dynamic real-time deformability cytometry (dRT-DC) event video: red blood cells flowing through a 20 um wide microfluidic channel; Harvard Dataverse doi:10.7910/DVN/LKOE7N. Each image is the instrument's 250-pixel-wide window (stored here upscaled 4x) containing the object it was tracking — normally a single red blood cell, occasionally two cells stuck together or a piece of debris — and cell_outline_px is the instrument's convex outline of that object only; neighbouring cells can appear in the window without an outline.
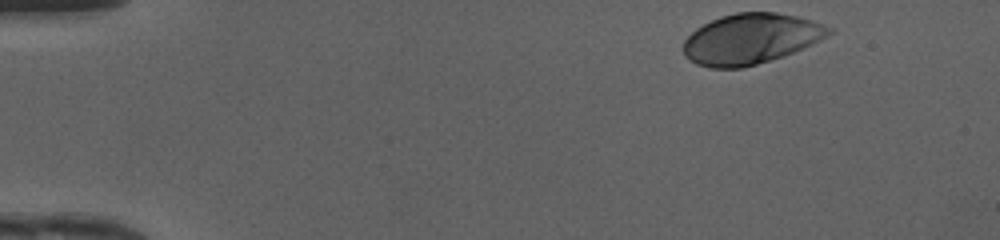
{"species": "human", "species_latin": "Homo sapiens", "temperature_condition": "cold", "stored_images_in_passage": 37, "camera_frame_rate_fps": 3000, "um_per_image_px": 0.085, "donor": {"sex": "female"}, "frame": {"image": 1, "passage_image": 1, "time_ms": 0.0, "image_size_px": [1000, 240], "cell_outline_px": [[832, 32], [828, 36], [812, 44], [784, 56], [756, 64], [740, 68], [708, 68], [696, 64], [688, 60], [684, 56], [684, 40], [696, 28], [720, 16], [736, 12], [776, 12], [796, 16], [812, 20], [832, 28]], "centroid_in_image_um": [63.8, 3.3], "position_along_channel_um": 21.2, "area_um2": 42.77}}
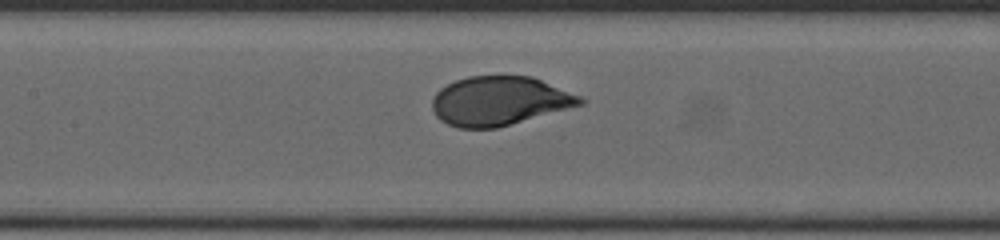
{"frame": {"image": 2, "passage_image": 19, "time_ms": 6.0, "image_size_px": [1000, 240], "cell_outline_px": [[588, 100], [584, 104], [496, 128], [460, 128], [448, 124], [440, 120], [436, 116], [432, 108], [432, 96], [440, 88], [456, 80], [468, 76], [532, 76], [580, 96]], "centroid_in_image_um": [42.43, 8.58], "position_along_channel_um": 165.0, "area_um2": 42.19}}
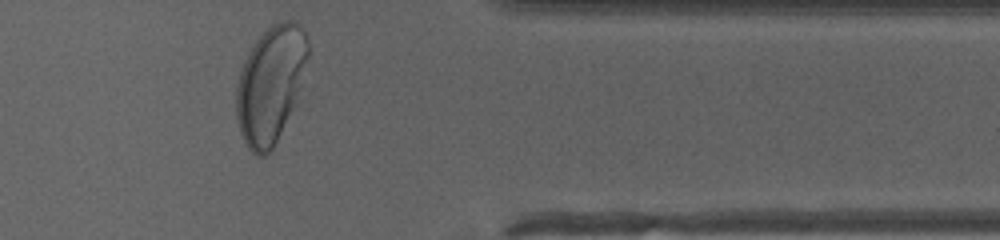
{"frame": {"image": 3, "passage_image": 36, "time_ms": 11.667, "image_size_px": [1000, 240], "cell_outline_px": [[308, 60], [300, 88], [292, 108], [272, 148], [264, 156], [260, 156], [252, 152], [248, 148], [240, 132], [236, 116], [236, 88], [240, 72], [244, 60], [248, 52], [256, 40], [272, 24], [280, 20], [292, 20], [300, 24], [308, 40]], "centroid_in_image_um": [22.99, 7.13], "position_along_channel_um": 388.4, "area_um2": 48.32}, "authors_computed_cell_mechanics": {"area_um2": 42.772, "velocity_mm_per_s": 4.1506, "shape_relaxation_time_tau1_ms": 2.3495, "shape_relaxation_time_tau2_ms": null, "deformation_change_tau1": 0.1529, "deformation_change_tau2": null}}